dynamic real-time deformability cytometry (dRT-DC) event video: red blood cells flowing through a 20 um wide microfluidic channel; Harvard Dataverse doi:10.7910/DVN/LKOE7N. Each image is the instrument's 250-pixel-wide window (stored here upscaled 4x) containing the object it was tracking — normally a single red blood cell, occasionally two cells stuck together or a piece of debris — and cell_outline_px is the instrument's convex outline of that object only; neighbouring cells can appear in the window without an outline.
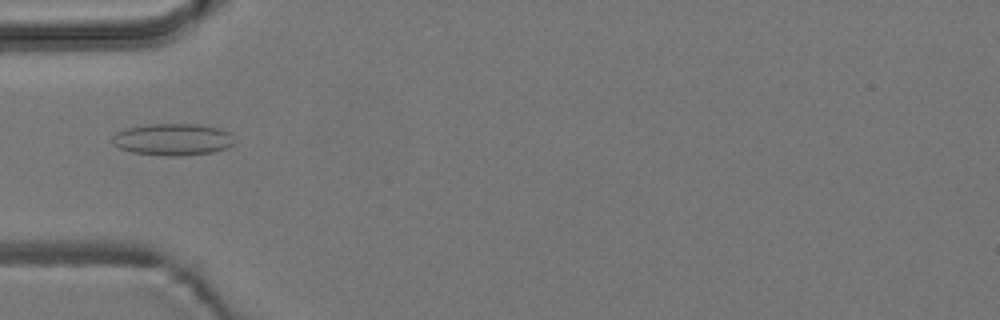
{"species": "common noctule bat (a hibernating species)", "species_latin": "Nyctalus noctula", "temperature_condition": "room temperature", "stored_images_in_passage": 8, "camera_frame_rate_fps": 3000, "um_per_image_px": 0.085, "animal": {"sex": "male", "body_mass_g": 19.2, "forearm_length_mm": 51.8}, "frame": {"image": 1, "passage_image": 5, "time_ms": 4.667, "image_size_px": [1000, 320], "cell_outline_px": [[232, 144], [228, 148], [212, 152], [180, 156], [164, 156], [132, 152], [120, 148], [112, 144], [112, 136], [116, 132], [128, 128], [148, 124], [196, 124], [220, 128], [228, 132]], "centroid_in_image_um": [14.64, 11.86], "position_along_channel_um": 70.4, "area_um2": 22.54}}
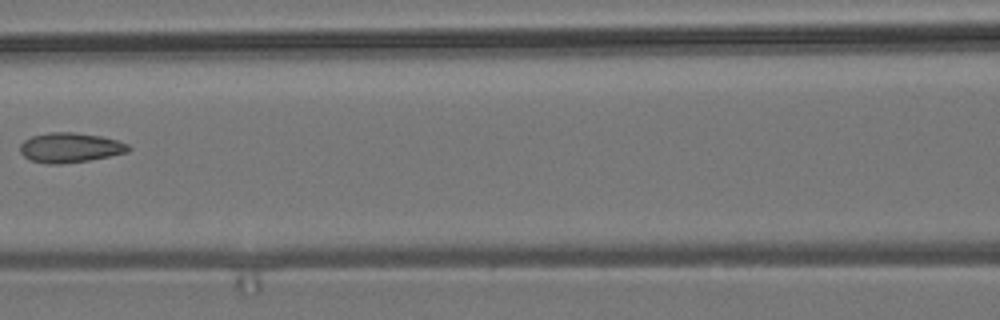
{"frame": {"image": 2, "passage_image": 7, "time_ms": 7.0, "image_size_px": [1000, 320], "cell_outline_px": [[132, 148], [128, 152], [88, 160], [60, 164], [48, 164], [32, 160], [24, 156], [20, 152], [20, 144], [24, 140], [32, 136], [52, 132], [72, 132], [100, 136], [116, 140], [128, 144]], "centroid_in_image_um": [5.95, 12.54], "position_along_channel_um": 160.6, "area_um2": 18.61}}
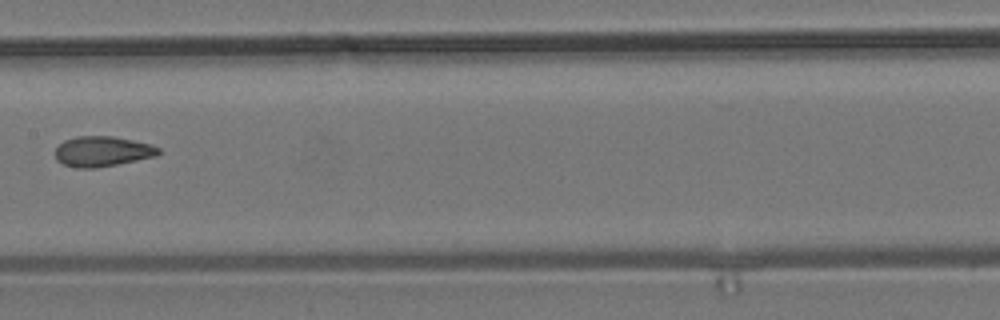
{"frame": {"image": 3, "passage_image": 8, "time_ms": 8.0, "image_size_px": [1000, 320], "cell_outline_px": [[160, 152], [156, 156], [96, 168], [76, 168], [64, 164], [56, 160], [56, 148], [64, 140], [76, 136], [112, 136], [132, 140], [148, 144], [160, 148]], "centroid_in_image_um": [8.67, 12.87], "position_along_channel_um": 198.7, "area_um2": 18.03}}